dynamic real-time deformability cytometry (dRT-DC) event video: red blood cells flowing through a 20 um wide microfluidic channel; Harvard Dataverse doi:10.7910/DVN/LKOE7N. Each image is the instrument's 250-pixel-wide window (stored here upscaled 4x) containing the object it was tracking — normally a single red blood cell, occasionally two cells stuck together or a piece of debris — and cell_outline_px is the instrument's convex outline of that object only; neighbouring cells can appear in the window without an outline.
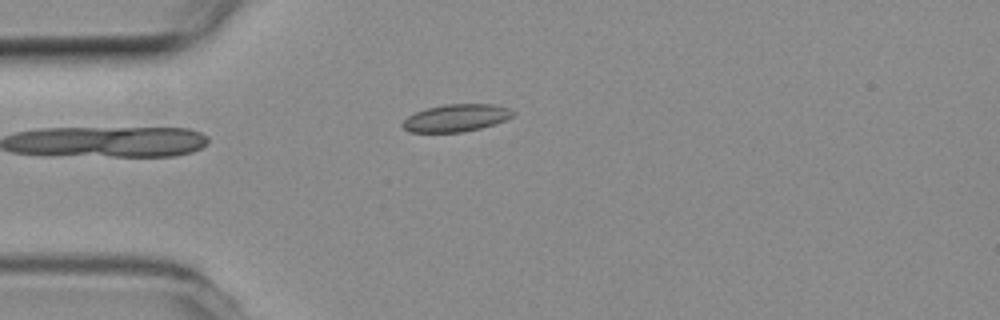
{"species": "common noctule bat (a hibernating species)", "species_latin": "Nyctalus noctula", "temperature_condition": "room temperature", "stored_images_in_passage": 3, "camera_frame_rate_fps": 3000, "um_per_image_px": 0.085, "animal": {"sex": "female", "body_mass_g": 19.3, "forearm_length_mm": 54.1}, "frame": {"image": 1, "passage_image": 1, "time_ms": 0.0, "image_size_px": [1000, 320], "cell_outline_px": [[516, 112], [512, 116], [504, 120], [480, 128], [460, 132], [408, 132], [400, 124], [408, 116], [416, 112], [428, 108], [444, 104], [496, 104], [508, 108]], "centroid_in_image_um": [38.75, 10.02], "position_along_channel_um": 46.2, "area_um2": 17.46}}
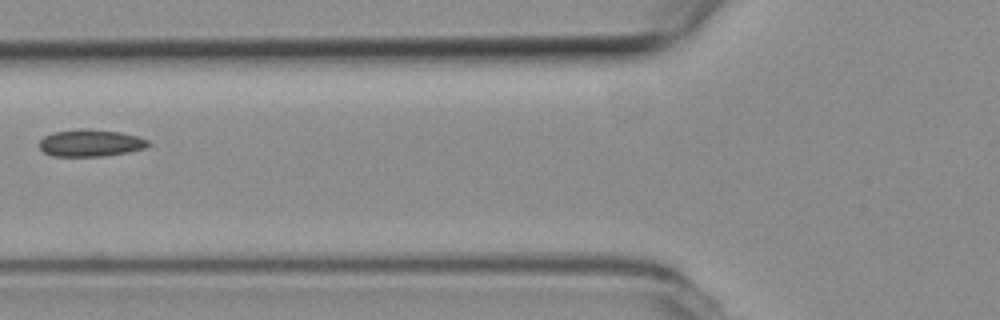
{"frame": {"image": 2, "passage_image": 3, "time_ms": 0.667, "image_size_px": [1000, 320], "cell_outline_px": [[148, 144], [144, 148], [128, 152], [104, 156], [52, 156], [44, 152], [40, 148], [40, 140], [44, 136], [52, 132], [84, 128], [88, 128], [120, 132], [136, 136], [148, 140]], "centroid_in_image_um": [7.66, 12.15], "position_along_channel_um": 118.1, "area_um2": 17.11}}